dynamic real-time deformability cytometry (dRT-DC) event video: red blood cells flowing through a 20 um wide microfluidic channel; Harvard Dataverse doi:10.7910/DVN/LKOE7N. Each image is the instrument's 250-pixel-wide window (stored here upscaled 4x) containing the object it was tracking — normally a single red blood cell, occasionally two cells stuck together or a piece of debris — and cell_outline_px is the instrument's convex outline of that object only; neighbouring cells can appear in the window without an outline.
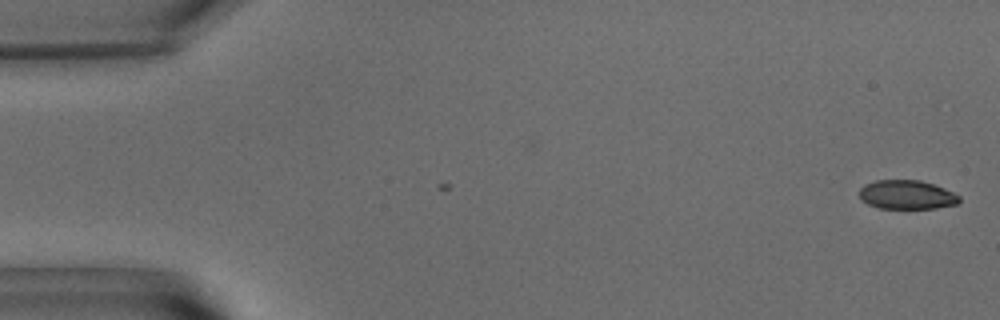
{"species": "common noctule bat (a hibernating species)", "species_latin": "Nyctalus noctula", "temperature_condition": "warm", "stored_images_in_passage": 54, "camera_frame_rate_fps": 3000, "um_per_image_px": 0.085, "animal": {"sex": "male", "body_mass_g": 15.6}, "frame": {"image": 1, "passage_image": 2, "time_ms": 0.333, "image_size_px": [1000, 320], "cell_outline_px": [[960, 200], [956, 204], [936, 208], [880, 208], [868, 204], [860, 200], [860, 188], [864, 184], [876, 180], [920, 180], [944, 188], [960, 196]], "centroid_in_image_um": [77.05, 16.55], "position_along_channel_um": 7.9, "area_um2": 16.82}}
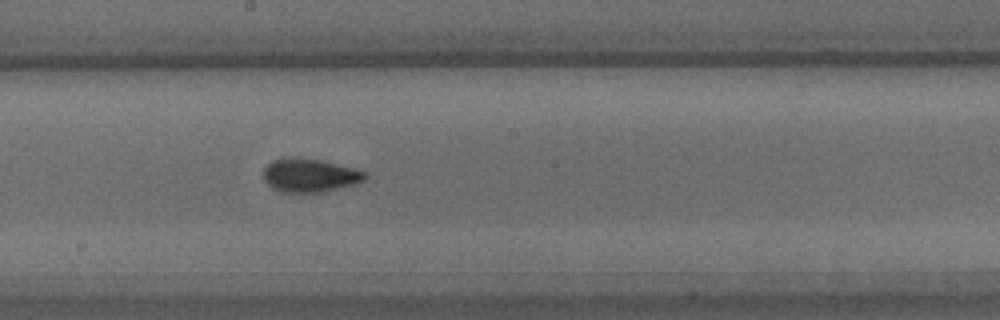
{"frame": {"image": 2, "passage_image": 30, "time_ms": 9.667, "image_size_px": [1000, 320], "cell_outline_px": [[368, 176], [364, 180], [352, 184], [320, 192], [280, 192], [272, 188], [264, 180], [264, 168], [272, 160], [280, 156], [300, 156], [320, 160], [368, 172]], "centroid_in_image_um": [26.27, 14.87], "position_along_channel_um": 221.9, "area_um2": 19.94}}
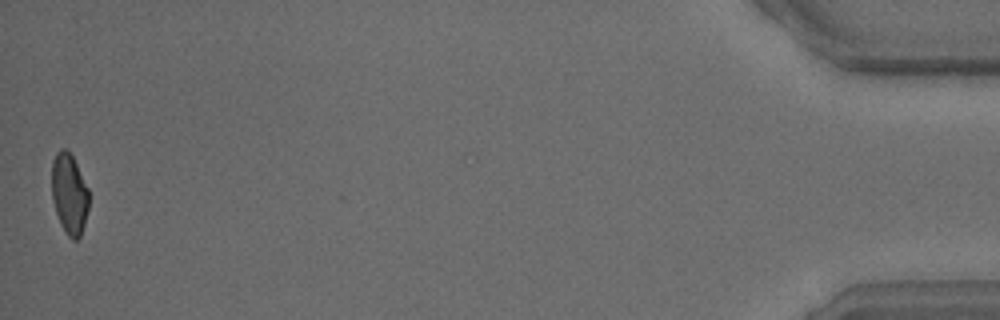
{"frame": {"image": 3, "passage_image": 54, "time_ms": 17.667, "image_size_px": [1000, 320], "cell_outline_px": [[88, 208], [84, 224], [80, 236], [76, 240], [72, 240], [68, 236], [60, 224], [52, 200], [52, 160], [56, 152], [60, 148], [64, 148], [72, 156], [88, 188]], "centroid_in_image_um": [5.87, 16.48], "position_along_channel_um": 429.3, "area_um2": 17.34}, "authors_computed_cell_mechanics": {"area_um2": 18.6405, "velocity_mm_per_s": 3.7723, "shape_relaxation_time_tau1_ms": 4.6287, "shape_relaxation_time_tau2_ms": 1.1239, "deformation_change_tau1": 0.1316, "deformation_change_tau2": 0.0508}}